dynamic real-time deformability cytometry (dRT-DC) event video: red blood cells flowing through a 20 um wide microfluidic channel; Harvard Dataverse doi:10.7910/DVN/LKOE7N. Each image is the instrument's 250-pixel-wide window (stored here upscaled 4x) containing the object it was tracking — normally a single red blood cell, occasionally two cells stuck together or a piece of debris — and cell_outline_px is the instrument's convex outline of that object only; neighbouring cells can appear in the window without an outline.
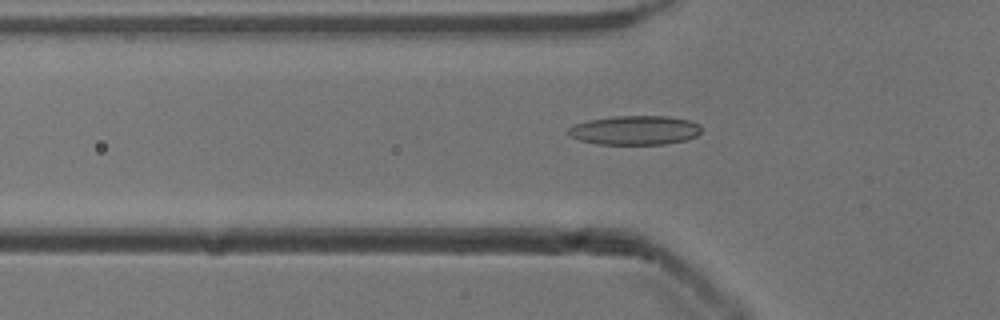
{"species": "common noctule bat (a hibernating species)", "species_latin": "Nyctalus noctula", "temperature_condition": "cold", "stored_images_in_passage": 52, "camera_frame_rate_fps": 3000, "um_per_image_px": 0.085, "animal": {"sex": "male", "body_mass_g": 13.3}, "frame": {"image": 1, "passage_image": 17, "time_ms": 5.333, "image_size_px": [1000, 320], "cell_outline_px": [[700, 132], [696, 136], [688, 140], [664, 144], [596, 144], [580, 140], [568, 136], [568, 128], [576, 124], [588, 120], [612, 116], [668, 116], [688, 120], [700, 124]], "centroid_in_image_um": [53.96, 11.07], "position_along_channel_um": 71.8, "area_um2": 22.72}}
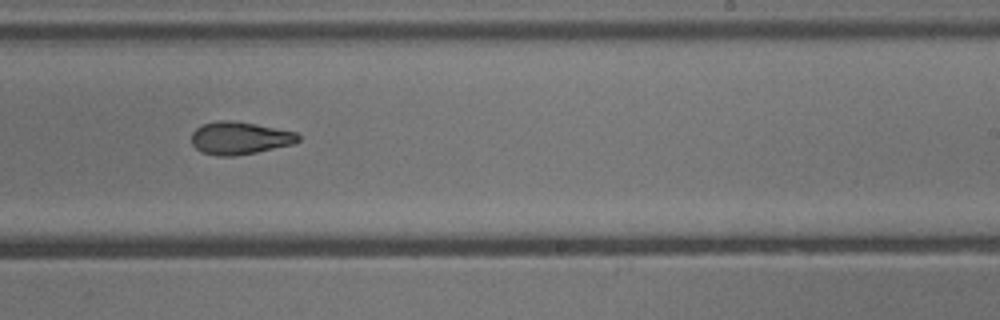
{"frame": {"image": 2, "passage_image": 32, "time_ms": 10.333, "image_size_px": [1000, 320], "cell_outline_px": [[300, 140], [292, 144], [256, 152], [232, 156], [216, 156], [200, 152], [192, 144], [192, 132], [196, 128], [204, 124], [220, 120], [232, 120], [256, 124], [296, 132], [300, 136]], "centroid_in_image_um": [20.35, 11.74], "position_along_channel_um": 268.6, "area_um2": 20.23}}
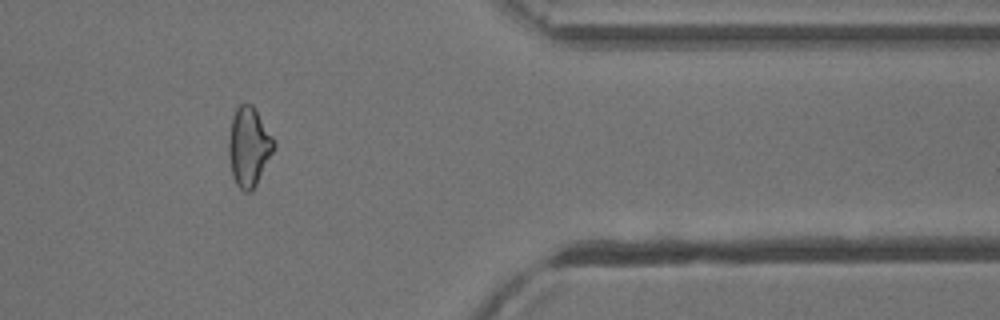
{"frame": {"image": 3, "passage_image": 43, "time_ms": 14.0, "image_size_px": [1000, 320], "cell_outline_px": [[276, 148], [252, 192], [244, 192], [236, 184], [232, 176], [228, 156], [228, 140], [232, 116], [236, 108], [240, 104], [252, 104], [272, 136], [276, 144]], "centroid_in_image_um": [21.14, 12.5], "position_along_channel_um": 390.3, "area_um2": 21.04}, "authors_computed_cell_mechanics": {"area_um2": 20.7213, "velocity_mm_per_s": 3.918, "shape_relaxation_time_tau1_ms": 8.2099, "shape_relaxation_time_tau2_ms": 2.7419, "deformation_change_tau1": 0.1925, "deformation_change_tau2": 0.1011}}